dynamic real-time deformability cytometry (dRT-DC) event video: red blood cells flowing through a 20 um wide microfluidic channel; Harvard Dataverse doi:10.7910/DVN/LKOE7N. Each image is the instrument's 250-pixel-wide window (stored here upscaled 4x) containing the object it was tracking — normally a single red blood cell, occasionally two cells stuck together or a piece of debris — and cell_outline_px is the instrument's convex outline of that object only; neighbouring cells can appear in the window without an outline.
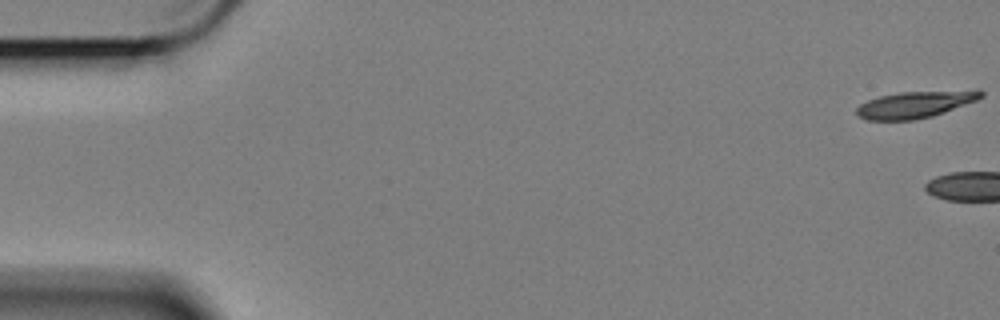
{"species": "Egyptian fruit bat (a non-hibernating species)", "species_latin": "Rousettus aegyptiacus", "temperature_condition": "cold", "stored_images_in_passage": 5, "camera_frame_rate_fps": 3000, "um_per_image_px": 0.085, "animal": {"sex": "female"}, "frame": {"image": 1, "passage_image": 1, "time_ms": 0.0, "image_size_px": [1000, 320], "cell_outline_px": [[984, 96], [976, 100], [932, 116], [912, 120], [868, 120], [860, 116], [856, 112], [856, 108], [860, 104], [868, 100], [880, 96], [900, 92], [984, 92]], "centroid_in_image_um": [77.66, 8.91], "position_along_channel_um": 7.3, "area_um2": 18.44}}